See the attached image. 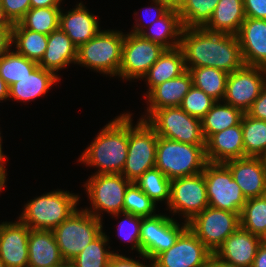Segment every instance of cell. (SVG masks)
Returning a JSON list of instances; mask_svg holds the SVG:
<instances>
[{
	"label": "cell",
	"instance_id": "45",
	"mask_svg": "<svg viewBox=\"0 0 266 267\" xmlns=\"http://www.w3.org/2000/svg\"><path fill=\"white\" fill-rule=\"evenodd\" d=\"M246 17L266 20V0H243Z\"/></svg>",
	"mask_w": 266,
	"mask_h": 267
},
{
	"label": "cell",
	"instance_id": "58",
	"mask_svg": "<svg viewBox=\"0 0 266 267\" xmlns=\"http://www.w3.org/2000/svg\"><path fill=\"white\" fill-rule=\"evenodd\" d=\"M0 267H6L3 261L0 260Z\"/></svg>",
	"mask_w": 266,
	"mask_h": 267
},
{
	"label": "cell",
	"instance_id": "15",
	"mask_svg": "<svg viewBox=\"0 0 266 267\" xmlns=\"http://www.w3.org/2000/svg\"><path fill=\"white\" fill-rule=\"evenodd\" d=\"M265 85L266 68L244 65L228 74L223 101L246 113Z\"/></svg>",
	"mask_w": 266,
	"mask_h": 267
},
{
	"label": "cell",
	"instance_id": "16",
	"mask_svg": "<svg viewBox=\"0 0 266 267\" xmlns=\"http://www.w3.org/2000/svg\"><path fill=\"white\" fill-rule=\"evenodd\" d=\"M213 253L187 227L167 250L153 260V267H205Z\"/></svg>",
	"mask_w": 266,
	"mask_h": 267
},
{
	"label": "cell",
	"instance_id": "55",
	"mask_svg": "<svg viewBox=\"0 0 266 267\" xmlns=\"http://www.w3.org/2000/svg\"><path fill=\"white\" fill-rule=\"evenodd\" d=\"M170 8L179 9L186 0H164Z\"/></svg>",
	"mask_w": 266,
	"mask_h": 267
},
{
	"label": "cell",
	"instance_id": "20",
	"mask_svg": "<svg viewBox=\"0 0 266 267\" xmlns=\"http://www.w3.org/2000/svg\"><path fill=\"white\" fill-rule=\"evenodd\" d=\"M236 35L244 64L266 68V20L246 17Z\"/></svg>",
	"mask_w": 266,
	"mask_h": 267
},
{
	"label": "cell",
	"instance_id": "11",
	"mask_svg": "<svg viewBox=\"0 0 266 267\" xmlns=\"http://www.w3.org/2000/svg\"><path fill=\"white\" fill-rule=\"evenodd\" d=\"M165 51L161 45L154 43L140 34H125L122 46V62L119 69L121 80H143L149 69Z\"/></svg>",
	"mask_w": 266,
	"mask_h": 267
},
{
	"label": "cell",
	"instance_id": "37",
	"mask_svg": "<svg viewBox=\"0 0 266 267\" xmlns=\"http://www.w3.org/2000/svg\"><path fill=\"white\" fill-rule=\"evenodd\" d=\"M61 7L30 8L18 22L25 29L49 35L59 28Z\"/></svg>",
	"mask_w": 266,
	"mask_h": 267
},
{
	"label": "cell",
	"instance_id": "50",
	"mask_svg": "<svg viewBox=\"0 0 266 267\" xmlns=\"http://www.w3.org/2000/svg\"><path fill=\"white\" fill-rule=\"evenodd\" d=\"M31 8L61 7L62 0H30Z\"/></svg>",
	"mask_w": 266,
	"mask_h": 267
},
{
	"label": "cell",
	"instance_id": "32",
	"mask_svg": "<svg viewBox=\"0 0 266 267\" xmlns=\"http://www.w3.org/2000/svg\"><path fill=\"white\" fill-rule=\"evenodd\" d=\"M193 85L216 101H223L228 73L213 67H196L189 70Z\"/></svg>",
	"mask_w": 266,
	"mask_h": 267
},
{
	"label": "cell",
	"instance_id": "3",
	"mask_svg": "<svg viewBox=\"0 0 266 267\" xmlns=\"http://www.w3.org/2000/svg\"><path fill=\"white\" fill-rule=\"evenodd\" d=\"M80 199L67 190L50 191L24 204L18 219L33 230H53L78 210Z\"/></svg>",
	"mask_w": 266,
	"mask_h": 267
},
{
	"label": "cell",
	"instance_id": "5",
	"mask_svg": "<svg viewBox=\"0 0 266 267\" xmlns=\"http://www.w3.org/2000/svg\"><path fill=\"white\" fill-rule=\"evenodd\" d=\"M124 37L125 34L119 30H101L78 48L76 64L110 78L119 77Z\"/></svg>",
	"mask_w": 266,
	"mask_h": 267
},
{
	"label": "cell",
	"instance_id": "7",
	"mask_svg": "<svg viewBox=\"0 0 266 267\" xmlns=\"http://www.w3.org/2000/svg\"><path fill=\"white\" fill-rule=\"evenodd\" d=\"M102 223L81 208L54 228L52 231L63 259L71 261L83 251L103 231Z\"/></svg>",
	"mask_w": 266,
	"mask_h": 267
},
{
	"label": "cell",
	"instance_id": "10",
	"mask_svg": "<svg viewBox=\"0 0 266 267\" xmlns=\"http://www.w3.org/2000/svg\"><path fill=\"white\" fill-rule=\"evenodd\" d=\"M203 175L209 207L241 214L247 199L224 163L207 162Z\"/></svg>",
	"mask_w": 266,
	"mask_h": 267
},
{
	"label": "cell",
	"instance_id": "28",
	"mask_svg": "<svg viewBox=\"0 0 266 267\" xmlns=\"http://www.w3.org/2000/svg\"><path fill=\"white\" fill-rule=\"evenodd\" d=\"M245 19L243 0H220L204 28L215 33L236 35Z\"/></svg>",
	"mask_w": 266,
	"mask_h": 267
},
{
	"label": "cell",
	"instance_id": "30",
	"mask_svg": "<svg viewBox=\"0 0 266 267\" xmlns=\"http://www.w3.org/2000/svg\"><path fill=\"white\" fill-rule=\"evenodd\" d=\"M244 112L224 101H216L207 114L201 119L205 140L212 134L221 132L241 123Z\"/></svg>",
	"mask_w": 266,
	"mask_h": 267
},
{
	"label": "cell",
	"instance_id": "33",
	"mask_svg": "<svg viewBox=\"0 0 266 267\" xmlns=\"http://www.w3.org/2000/svg\"><path fill=\"white\" fill-rule=\"evenodd\" d=\"M244 157H263L266 153V121L244 113L241 120Z\"/></svg>",
	"mask_w": 266,
	"mask_h": 267
},
{
	"label": "cell",
	"instance_id": "38",
	"mask_svg": "<svg viewBox=\"0 0 266 267\" xmlns=\"http://www.w3.org/2000/svg\"><path fill=\"white\" fill-rule=\"evenodd\" d=\"M134 183L156 204H169L171 180L158 168L145 171Z\"/></svg>",
	"mask_w": 266,
	"mask_h": 267
},
{
	"label": "cell",
	"instance_id": "29",
	"mask_svg": "<svg viewBox=\"0 0 266 267\" xmlns=\"http://www.w3.org/2000/svg\"><path fill=\"white\" fill-rule=\"evenodd\" d=\"M184 55L180 47L165 49L157 62L143 77L148 85L145 96L157 85L171 80L186 71Z\"/></svg>",
	"mask_w": 266,
	"mask_h": 267
},
{
	"label": "cell",
	"instance_id": "2",
	"mask_svg": "<svg viewBox=\"0 0 266 267\" xmlns=\"http://www.w3.org/2000/svg\"><path fill=\"white\" fill-rule=\"evenodd\" d=\"M128 155V113L110 120L77 160L98 167L92 174H121Z\"/></svg>",
	"mask_w": 266,
	"mask_h": 267
},
{
	"label": "cell",
	"instance_id": "53",
	"mask_svg": "<svg viewBox=\"0 0 266 267\" xmlns=\"http://www.w3.org/2000/svg\"><path fill=\"white\" fill-rule=\"evenodd\" d=\"M9 98V87L6 82L0 77V102L6 101Z\"/></svg>",
	"mask_w": 266,
	"mask_h": 267
},
{
	"label": "cell",
	"instance_id": "25",
	"mask_svg": "<svg viewBox=\"0 0 266 267\" xmlns=\"http://www.w3.org/2000/svg\"><path fill=\"white\" fill-rule=\"evenodd\" d=\"M60 76L54 72L37 66L30 75L20 79L9 87V99L20 102L34 101L46 95L55 83H59Z\"/></svg>",
	"mask_w": 266,
	"mask_h": 267
},
{
	"label": "cell",
	"instance_id": "48",
	"mask_svg": "<svg viewBox=\"0 0 266 267\" xmlns=\"http://www.w3.org/2000/svg\"><path fill=\"white\" fill-rule=\"evenodd\" d=\"M12 29H0V58L12 48Z\"/></svg>",
	"mask_w": 266,
	"mask_h": 267
},
{
	"label": "cell",
	"instance_id": "40",
	"mask_svg": "<svg viewBox=\"0 0 266 267\" xmlns=\"http://www.w3.org/2000/svg\"><path fill=\"white\" fill-rule=\"evenodd\" d=\"M157 205L134 182H131L124 194L123 212L140 217L156 215Z\"/></svg>",
	"mask_w": 266,
	"mask_h": 267
},
{
	"label": "cell",
	"instance_id": "54",
	"mask_svg": "<svg viewBox=\"0 0 266 267\" xmlns=\"http://www.w3.org/2000/svg\"><path fill=\"white\" fill-rule=\"evenodd\" d=\"M2 136L0 131V171H2L7 176V169L5 168L6 163V155L4 156V153L2 151Z\"/></svg>",
	"mask_w": 266,
	"mask_h": 267
},
{
	"label": "cell",
	"instance_id": "49",
	"mask_svg": "<svg viewBox=\"0 0 266 267\" xmlns=\"http://www.w3.org/2000/svg\"><path fill=\"white\" fill-rule=\"evenodd\" d=\"M252 267H266V240L260 244Z\"/></svg>",
	"mask_w": 266,
	"mask_h": 267
},
{
	"label": "cell",
	"instance_id": "46",
	"mask_svg": "<svg viewBox=\"0 0 266 267\" xmlns=\"http://www.w3.org/2000/svg\"><path fill=\"white\" fill-rule=\"evenodd\" d=\"M246 114L252 118L266 121V85L263 87L259 97L246 111Z\"/></svg>",
	"mask_w": 266,
	"mask_h": 267
},
{
	"label": "cell",
	"instance_id": "17",
	"mask_svg": "<svg viewBox=\"0 0 266 267\" xmlns=\"http://www.w3.org/2000/svg\"><path fill=\"white\" fill-rule=\"evenodd\" d=\"M224 164L246 199L266 195V162L262 157L231 159Z\"/></svg>",
	"mask_w": 266,
	"mask_h": 267
},
{
	"label": "cell",
	"instance_id": "6",
	"mask_svg": "<svg viewBox=\"0 0 266 267\" xmlns=\"http://www.w3.org/2000/svg\"><path fill=\"white\" fill-rule=\"evenodd\" d=\"M132 114L128 113V155L122 175L135 182L145 171L156 164L158 135L143 119L133 125Z\"/></svg>",
	"mask_w": 266,
	"mask_h": 267
},
{
	"label": "cell",
	"instance_id": "26",
	"mask_svg": "<svg viewBox=\"0 0 266 267\" xmlns=\"http://www.w3.org/2000/svg\"><path fill=\"white\" fill-rule=\"evenodd\" d=\"M65 261L52 230L30 229L28 267H52Z\"/></svg>",
	"mask_w": 266,
	"mask_h": 267
},
{
	"label": "cell",
	"instance_id": "22",
	"mask_svg": "<svg viewBox=\"0 0 266 267\" xmlns=\"http://www.w3.org/2000/svg\"><path fill=\"white\" fill-rule=\"evenodd\" d=\"M193 86L189 70L183 74L155 86L145 97L147 110L140 119L145 120L154 110L164 107L180 106L184 96Z\"/></svg>",
	"mask_w": 266,
	"mask_h": 267
},
{
	"label": "cell",
	"instance_id": "42",
	"mask_svg": "<svg viewBox=\"0 0 266 267\" xmlns=\"http://www.w3.org/2000/svg\"><path fill=\"white\" fill-rule=\"evenodd\" d=\"M215 102L211 96L193 85L179 107L190 116L202 119Z\"/></svg>",
	"mask_w": 266,
	"mask_h": 267
},
{
	"label": "cell",
	"instance_id": "31",
	"mask_svg": "<svg viewBox=\"0 0 266 267\" xmlns=\"http://www.w3.org/2000/svg\"><path fill=\"white\" fill-rule=\"evenodd\" d=\"M48 35L25 29L19 23L13 24L12 45L15 51L27 59L39 63L46 51Z\"/></svg>",
	"mask_w": 266,
	"mask_h": 267
},
{
	"label": "cell",
	"instance_id": "21",
	"mask_svg": "<svg viewBox=\"0 0 266 267\" xmlns=\"http://www.w3.org/2000/svg\"><path fill=\"white\" fill-rule=\"evenodd\" d=\"M62 9L59 15V28L66 33L77 48L101 31L98 16L90 13L83 2L76 4L75 8L65 13Z\"/></svg>",
	"mask_w": 266,
	"mask_h": 267
},
{
	"label": "cell",
	"instance_id": "34",
	"mask_svg": "<svg viewBox=\"0 0 266 267\" xmlns=\"http://www.w3.org/2000/svg\"><path fill=\"white\" fill-rule=\"evenodd\" d=\"M108 242L109 237L102 231L71 260L73 267H108L111 256L116 254V252L109 250Z\"/></svg>",
	"mask_w": 266,
	"mask_h": 267
},
{
	"label": "cell",
	"instance_id": "23",
	"mask_svg": "<svg viewBox=\"0 0 266 267\" xmlns=\"http://www.w3.org/2000/svg\"><path fill=\"white\" fill-rule=\"evenodd\" d=\"M207 162L224 163L231 159L244 158V144L241 123L212 134L206 140Z\"/></svg>",
	"mask_w": 266,
	"mask_h": 267
},
{
	"label": "cell",
	"instance_id": "1",
	"mask_svg": "<svg viewBox=\"0 0 266 267\" xmlns=\"http://www.w3.org/2000/svg\"><path fill=\"white\" fill-rule=\"evenodd\" d=\"M179 47L187 70L213 67L229 74L245 65L237 35L215 33L205 28H183Z\"/></svg>",
	"mask_w": 266,
	"mask_h": 267
},
{
	"label": "cell",
	"instance_id": "36",
	"mask_svg": "<svg viewBox=\"0 0 266 267\" xmlns=\"http://www.w3.org/2000/svg\"><path fill=\"white\" fill-rule=\"evenodd\" d=\"M220 0H186L178 9L184 28H204Z\"/></svg>",
	"mask_w": 266,
	"mask_h": 267
},
{
	"label": "cell",
	"instance_id": "9",
	"mask_svg": "<svg viewBox=\"0 0 266 267\" xmlns=\"http://www.w3.org/2000/svg\"><path fill=\"white\" fill-rule=\"evenodd\" d=\"M130 183L122 174L91 175L83 187L92 208L85 207L84 210L102 221L103 212L111 215L122 213L124 194Z\"/></svg>",
	"mask_w": 266,
	"mask_h": 267
},
{
	"label": "cell",
	"instance_id": "13",
	"mask_svg": "<svg viewBox=\"0 0 266 267\" xmlns=\"http://www.w3.org/2000/svg\"><path fill=\"white\" fill-rule=\"evenodd\" d=\"M166 206L172 215L183 216L186 223L208 207L203 172L171 180L170 201Z\"/></svg>",
	"mask_w": 266,
	"mask_h": 267
},
{
	"label": "cell",
	"instance_id": "57",
	"mask_svg": "<svg viewBox=\"0 0 266 267\" xmlns=\"http://www.w3.org/2000/svg\"><path fill=\"white\" fill-rule=\"evenodd\" d=\"M52 267H73L71 261H63L62 263Z\"/></svg>",
	"mask_w": 266,
	"mask_h": 267
},
{
	"label": "cell",
	"instance_id": "43",
	"mask_svg": "<svg viewBox=\"0 0 266 267\" xmlns=\"http://www.w3.org/2000/svg\"><path fill=\"white\" fill-rule=\"evenodd\" d=\"M151 4H153L154 6L151 5L150 7H147L148 9H145L143 12L144 15L147 14L145 17L148 16L151 18V20L148 21L149 23H146L145 21H143L144 22L143 23L142 20H140V18H138V19L135 18L136 24L133 27L134 29L131 30L130 33L140 34L145 28L150 26L155 20L159 19L161 16H163L170 9V7L167 5V3L164 0H152Z\"/></svg>",
	"mask_w": 266,
	"mask_h": 267
},
{
	"label": "cell",
	"instance_id": "19",
	"mask_svg": "<svg viewBox=\"0 0 266 267\" xmlns=\"http://www.w3.org/2000/svg\"><path fill=\"white\" fill-rule=\"evenodd\" d=\"M263 239L239 227L228 236L214 255L229 264L252 267Z\"/></svg>",
	"mask_w": 266,
	"mask_h": 267
},
{
	"label": "cell",
	"instance_id": "41",
	"mask_svg": "<svg viewBox=\"0 0 266 267\" xmlns=\"http://www.w3.org/2000/svg\"><path fill=\"white\" fill-rule=\"evenodd\" d=\"M120 215L124 217L117 226V236L120 237V240L122 239L125 242L131 243V249L137 251L139 258L141 257V259L145 262L147 259L141 254L140 246V228L142 217L122 212L114 214V216L112 215V218H119Z\"/></svg>",
	"mask_w": 266,
	"mask_h": 267
},
{
	"label": "cell",
	"instance_id": "39",
	"mask_svg": "<svg viewBox=\"0 0 266 267\" xmlns=\"http://www.w3.org/2000/svg\"><path fill=\"white\" fill-rule=\"evenodd\" d=\"M38 63L27 59L12 48L0 58V77L8 87L30 75Z\"/></svg>",
	"mask_w": 266,
	"mask_h": 267
},
{
	"label": "cell",
	"instance_id": "35",
	"mask_svg": "<svg viewBox=\"0 0 266 267\" xmlns=\"http://www.w3.org/2000/svg\"><path fill=\"white\" fill-rule=\"evenodd\" d=\"M240 227L266 240V195L247 199L240 214Z\"/></svg>",
	"mask_w": 266,
	"mask_h": 267
},
{
	"label": "cell",
	"instance_id": "52",
	"mask_svg": "<svg viewBox=\"0 0 266 267\" xmlns=\"http://www.w3.org/2000/svg\"><path fill=\"white\" fill-rule=\"evenodd\" d=\"M12 28H13V24L6 17L4 13V9L0 2V29H12Z\"/></svg>",
	"mask_w": 266,
	"mask_h": 267
},
{
	"label": "cell",
	"instance_id": "51",
	"mask_svg": "<svg viewBox=\"0 0 266 267\" xmlns=\"http://www.w3.org/2000/svg\"><path fill=\"white\" fill-rule=\"evenodd\" d=\"M205 267H240L233 264L226 263L218 259L214 254L211 256Z\"/></svg>",
	"mask_w": 266,
	"mask_h": 267
},
{
	"label": "cell",
	"instance_id": "59",
	"mask_svg": "<svg viewBox=\"0 0 266 267\" xmlns=\"http://www.w3.org/2000/svg\"><path fill=\"white\" fill-rule=\"evenodd\" d=\"M264 160H265V162H266V153H265V155L262 157Z\"/></svg>",
	"mask_w": 266,
	"mask_h": 267
},
{
	"label": "cell",
	"instance_id": "8",
	"mask_svg": "<svg viewBox=\"0 0 266 267\" xmlns=\"http://www.w3.org/2000/svg\"><path fill=\"white\" fill-rule=\"evenodd\" d=\"M145 121L162 138L193 145H206L201 119L190 116L179 106L154 110Z\"/></svg>",
	"mask_w": 266,
	"mask_h": 267
},
{
	"label": "cell",
	"instance_id": "12",
	"mask_svg": "<svg viewBox=\"0 0 266 267\" xmlns=\"http://www.w3.org/2000/svg\"><path fill=\"white\" fill-rule=\"evenodd\" d=\"M188 227L214 254L225 239L240 227V215L208 206L188 222Z\"/></svg>",
	"mask_w": 266,
	"mask_h": 267
},
{
	"label": "cell",
	"instance_id": "27",
	"mask_svg": "<svg viewBox=\"0 0 266 267\" xmlns=\"http://www.w3.org/2000/svg\"><path fill=\"white\" fill-rule=\"evenodd\" d=\"M183 24L178 9L170 8L163 16L145 28L140 35L165 49L180 46Z\"/></svg>",
	"mask_w": 266,
	"mask_h": 267
},
{
	"label": "cell",
	"instance_id": "47",
	"mask_svg": "<svg viewBox=\"0 0 266 267\" xmlns=\"http://www.w3.org/2000/svg\"><path fill=\"white\" fill-rule=\"evenodd\" d=\"M139 261V259L135 260L133 257L129 258L123 254L116 253L111 256L108 267H153L152 261L150 262L151 264L148 263V265Z\"/></svg>",
	"mask_w": 266,
	"mask_h": 267
},
{
	"label": "cell",
	"instance_id": "18",
	"mask_svg": "<svg viewBox=\"0 0 266 267\" xmlns=\"http://www.w3.org/2000/svg\"><path fill=\"white\" fill-rule=\"evenodd\" d=\"M30 228L19 219L0 223V260L6 267H28Z\"/></svg>",
	"mask_w": 266,
	"mask_h": 267
},
{
	"label": "cell",
	"instance_id": "4",
	"mask_svg": "<svg viewBox=\"0 0 266 267\" xmlns=\"http://www.w3.org/2000/svg\"><path fill=\"white\" fill-rule=\"evenodd\" d=\"M205 146L158 136L155 167L170 180L199 174L207 163Z\"/></svg>",
	"mask_w": 266,
	"mask_h": 267
},
{
	"label": "cell",
	"instance_id": "14",
	"mask_svg": "<svg viewBox=\"0 0 266 267\" xmlns=\"http://www.w3.org/2000/svg\"><path fill=\"white\" fill-rule=\"evenodd\" d=\"M188 227V223L177 222L170 215L156 214L142 217L140 228L141 254L152 261L158 254L169 249L179 235Z\"/></svg>",
	"mask_w": 266,
	"mask_h": 267
},
{
	"label": "cell",
	"instance_id": "24",
	"mask_svg": "<svg viewBox=\"0 0 266 267\" xmlns=\"http://www.w3.org/2000/svg\"><path fill=\"white\" fill-rule=\"evenodd\" d=\"M77 50L66 33L58 28L48 35L47 48L38 66L58 76L59 70L67 68L72 63L76 64Z\"/></svg>",
	"mask_w": 266,
	"mask_h": 267
},
{
	"label": "cell",
	"instance_id": "56",
	"mask_svg": "<svg viewBox=\"0 0 266 267\" xmlns=\"http://www.w3.org/2000/svg\"><path fill=\"white\" fill-rule=\"evenodd\" d=\"M7 176L2 172L0 171V192H2V189L3 188H6L5 187V183L7 182Z\"/></svg>",
	"mask_w": 266,
	"mask_h": 267
},
{
	"label": "cell",
	"instance_id": "44",
	"mask_svg": "<svg viewBox=\"0 0 266 267\" xmlns=\"http://www.w3.org/2000/svg\"><path fill=\"white\" fill-rule=\"evenodd\" d=\"M6 17L12 24L18 23L31 8L30 0H0Z\"/></svg>",
	"mask_w": 266,
	"mask_h": 267
}]
</instances>
